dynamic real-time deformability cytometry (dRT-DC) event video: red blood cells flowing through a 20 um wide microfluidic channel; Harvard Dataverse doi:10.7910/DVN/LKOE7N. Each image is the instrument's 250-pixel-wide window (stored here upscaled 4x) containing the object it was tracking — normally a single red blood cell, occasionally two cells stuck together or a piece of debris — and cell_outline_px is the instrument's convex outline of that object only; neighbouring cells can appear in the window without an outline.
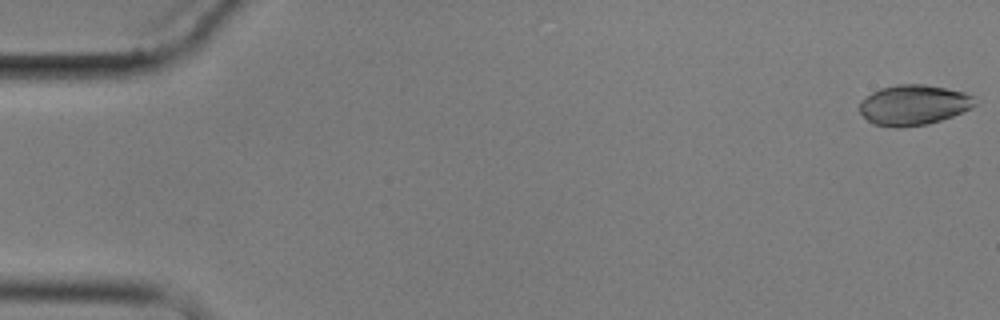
{"species": "common noctule bat (a hibernating species)", "species_latin": "Nyctalus noctula", "temperature_condition": "cold", "stored_images_in_passage": 6, "camera_frame_rate_fps": 3000, "um_per_image_px": 0.085, "animal": {"sex": "male", "body_mass_g": 17.9}, "frame": {"image": 1, "passage_image": 1, "time_ms": 0.0, "image_size_px": [1000, 320], "cell_outline_px": [[976, 104], [972, 108], [952, 116], [928, 124], [896, 128], [872, 124], [860, 112], [860, 100], [872, 92], [880, 88], [896, 84], [924, 84], [964, 92], [972, 96]], "centroid_in_image_um": [77.63, 8.92], "position_along_channel_um": 7.4, "area_um2": 27.05}}
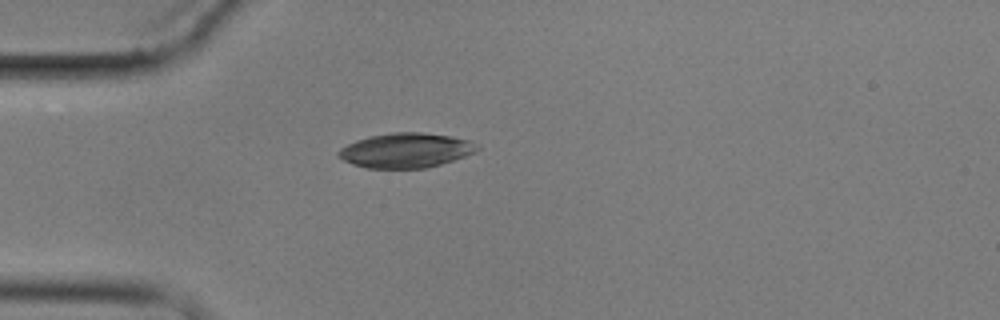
{"frame": {"image": 2, "passage_image": 5, "time_ms": 5.0, "image_size_px": [1000, 320], "cell_outline_px": [[480, 148], [476, 152], [440, 164], [424, 168], [364, 168], [352, 164], [336, 156], [336, 152], [340, 148], [356, 140], [368, 136], [392, 132], [420, 132], [452, 136], [472, 140], [480, 144]], "centroid_in_image_um": [34.5, 12.77], "position_along_channel_um": 50.5, "area_um2": 28.32}}